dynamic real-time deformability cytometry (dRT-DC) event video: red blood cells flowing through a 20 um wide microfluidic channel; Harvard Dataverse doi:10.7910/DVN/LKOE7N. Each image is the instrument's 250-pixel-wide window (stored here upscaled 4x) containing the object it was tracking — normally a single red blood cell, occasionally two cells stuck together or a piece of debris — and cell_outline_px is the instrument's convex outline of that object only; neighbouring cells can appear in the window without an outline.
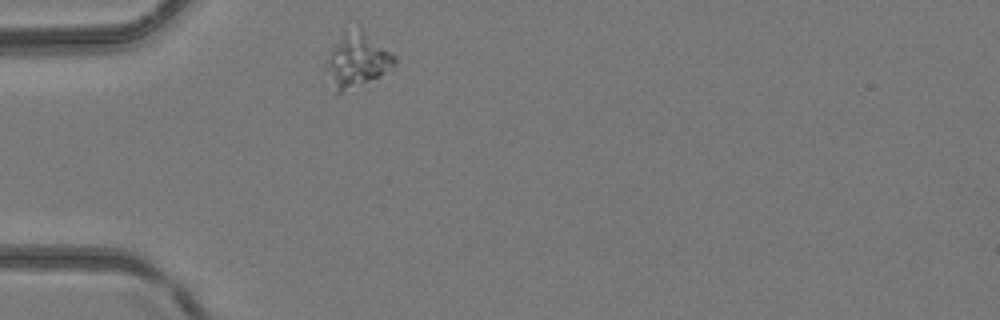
{"species": "common noctule bat (a hibernating species)", "species_latin": "Nyctalus noctula", "temperature_condition": "room temperature", "stored_images_in_passage": 36, "camera_frame_rate_fps": 3000, "um_per_image_px": 0.085, "animal": {"sex": "female", "body_mass_g": 24.6, "forearm_length_mm": 56.2}, "frame": {"image": 1, "passage_image": 1, "time_ms": 0.0, "image_size_px": [1000, 320], "cell_outline_px": [[396, 64], [392, 68], [380, 76], [340, 92], [336, 92], [324, 68], [324, 64], [328, 56], [344, 32], [360, 24], [396, 56]], "centroid_in_image_um": [30.39, 5.05], "position_along_channel_um": 54.6, "area_um2": 21.56}}
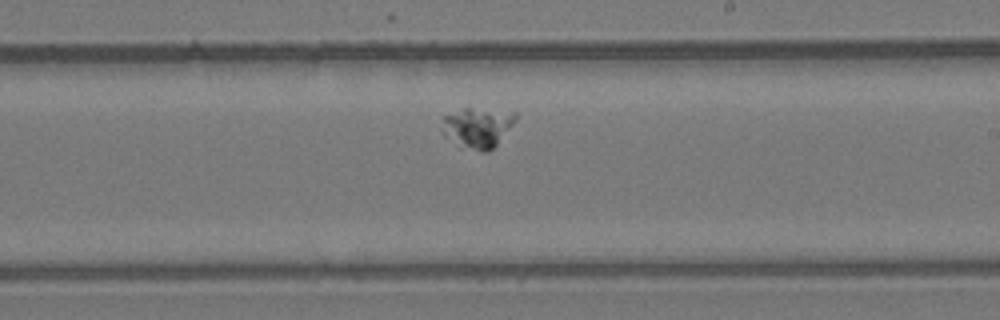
{"frame": {"image": 2, "passage_image": 16, "time_ms": 5.0, "image_size_px": [1000, 320], "cell_outline_px": [[516, 120], [496, 144], [488, 152], [480, 152], [460, 148], [444, 136], [440, 132], [440, 116], [464, 108], [468, 108], [516, 112]], "centroid_in_image_um": [40.48, 10.86], "position_along_channel_um": 248.5, "area_um2": 17.69}}
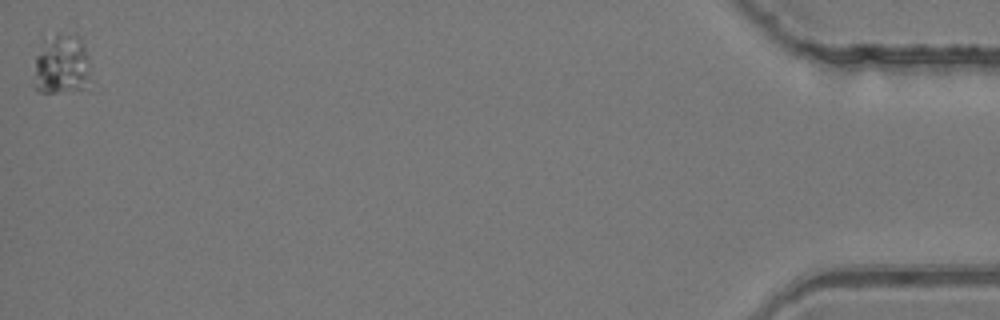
{"frame": {"image": 3, "passage_image": 36, "time_ms": 11.667, "image_size_px": [1000, 320], "cell_outline_px": [[92, 92], [40, 92], [32, 84], [36, 56], [40, 36], [76, 36], [84, 44], [88, 56], [92, 80]], "centroid_in_image_um": [5.27, 5.58], "position_along_channel_um": 429.9, "area_um2": 21.21}}